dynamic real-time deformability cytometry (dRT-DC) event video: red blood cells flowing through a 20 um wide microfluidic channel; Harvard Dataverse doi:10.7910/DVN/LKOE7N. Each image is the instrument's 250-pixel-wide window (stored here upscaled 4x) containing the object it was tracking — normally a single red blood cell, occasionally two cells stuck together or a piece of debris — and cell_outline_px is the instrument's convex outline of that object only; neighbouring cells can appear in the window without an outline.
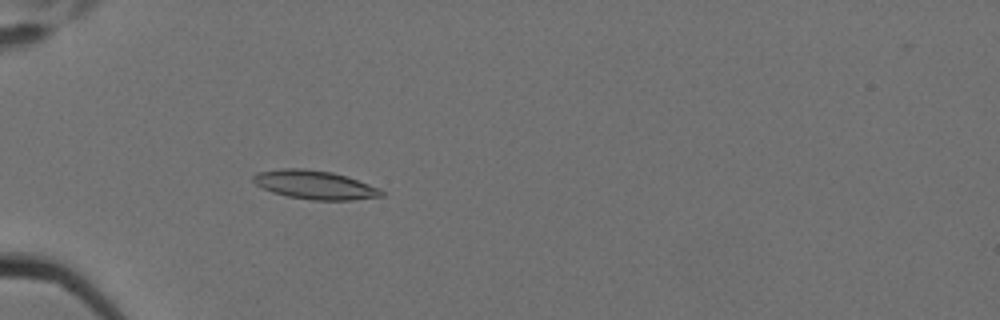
{"species": "Egyptian fruit bat (a non-hibernating species)", "species_latin": "Rousettus aegyptiacus", "temperature_condition": "cold", "stored_images_in_passage": 1, "camera_frame_rate_fps": 3000, "um_per_image_px": 0.085, "animal": {"sex": "female"}, "frame": {"image": 1, "passage_image": 1, "time_ms": 0.0, "image_size_px": [1000, 320], "cell_outline_px": [[384, 196], [352, 200], [312, 200], [288, 196], [272, 192], [256, 184], [252, 180], [252, 176], [260, 172], [284, 168], [304, 168], [332, 172], [348, 176], [380, 188], [384, 192]], "centroid_in_image_um": [26.8, 15.71], "position_along_channel_um": 58.2, "area_um2": 21.44}}